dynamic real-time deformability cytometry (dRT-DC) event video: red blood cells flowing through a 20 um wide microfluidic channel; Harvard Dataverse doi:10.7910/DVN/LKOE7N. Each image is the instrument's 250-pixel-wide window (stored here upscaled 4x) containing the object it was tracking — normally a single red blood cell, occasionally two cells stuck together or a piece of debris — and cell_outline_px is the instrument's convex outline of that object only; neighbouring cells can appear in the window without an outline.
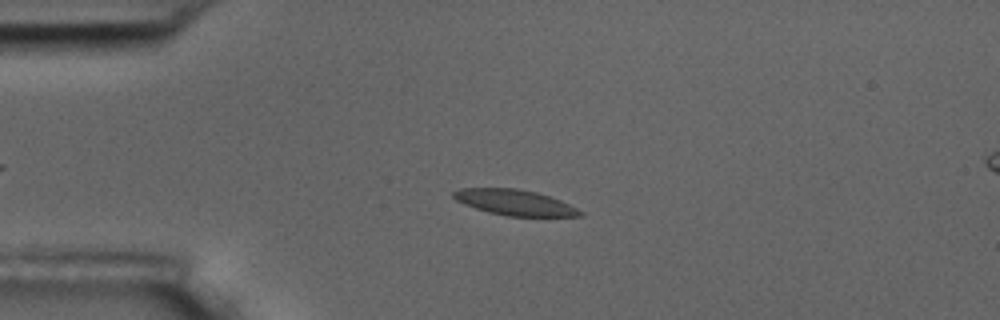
{"species": "common noctule bat (a hibernating species)", "species_latin": "Nyctalus noctula", "temperature_condition": "room temperature", "stored_images_in_passage": 6, "camera_frame_rate_fps": 3000, "um_per_image_px": 0.085, "animal": {"sex": "male", "body_mass_g": 17.5, "forearm_length_mm": 52.3}, "frame": {"image": 1, "passage_image": 4, "time_ms": 3.667, "image_size_px": [1000, 320], "cell_outline_px": [[584, 216], [508, 216], [488, 212], [464, 204], [456, 200], [452, 196], [452, 192], [460, 188], [516, 188], [536, 192], [560, 200], [584, 212]], "centroid_in_image_um": [43.74, 17.21], "position_along_channel_um": 41.3, "area_um2": 18.79}}